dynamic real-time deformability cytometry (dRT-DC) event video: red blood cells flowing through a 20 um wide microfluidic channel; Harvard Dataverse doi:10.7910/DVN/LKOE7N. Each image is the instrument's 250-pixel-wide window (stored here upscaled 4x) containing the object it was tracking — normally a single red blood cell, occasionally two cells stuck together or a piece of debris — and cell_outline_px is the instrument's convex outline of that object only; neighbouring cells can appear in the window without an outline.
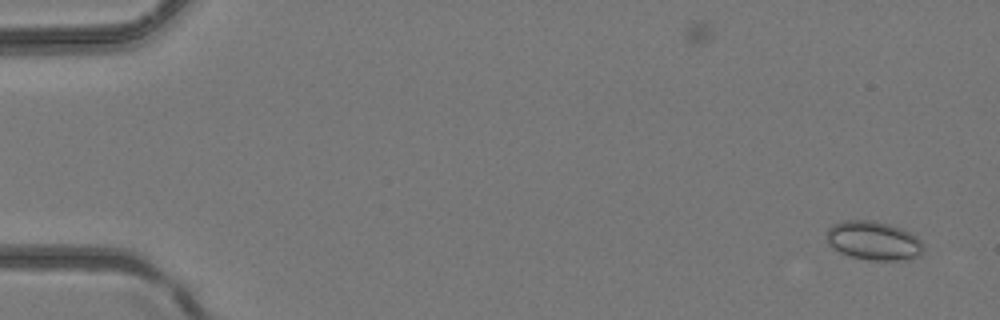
{"species": "common noctule bat (a hibernating species)", "species_latin": "Nyctalus noctula", "temperature_condition": "room temperature", "stored_images_in_passage": 42, "camera_frame_rate_fps": 3000, "um_per_image_px": 0.085, "animal": {"sex": "female", "body_mass_g": 24.6, "forearm_length_mm": 56.2}, "frame": {"image": 1, "passage_image": 2, "time_ms": 0.333, "image_size_px": [1000, 320], "cell_outline_px": [[924, 252], [920, 256], [896, 260], [868, 260], [848, 256], [832, 248], [828, 244], [824, 236], [828, 228], [832, 224], [844, 220], [876, 220], [900, 228], [916, 236], [924, 244]], "centroid_in_image_um": [74.21, 20.45], "position_along_channel_um": 10.8, "area_um2": 22.25}}
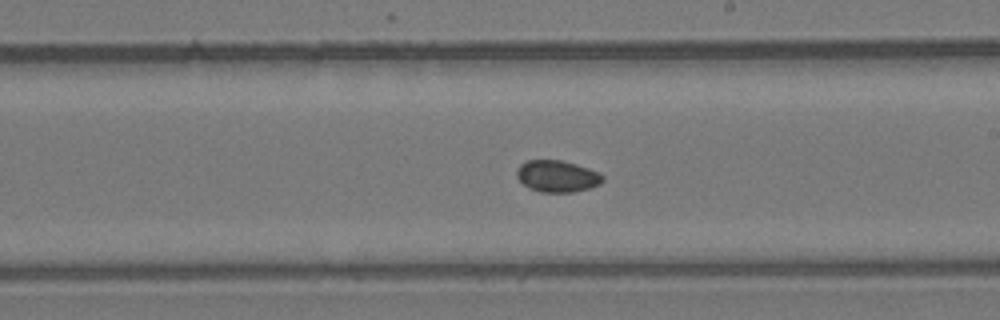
{"frame": {"image": 2, "passage_image": 25, "time_ms": 8.0, "image_size_px": [1000, 320], "cell_outline_px": [[604, 180], [600, 184], [588, 188], [572, 192], [540, 192], [524, 184], [516, 176], [516, 172], [520, 164], [528, 160], [560, 160], [576, 164], [588, 168], [604, 176]], "centroid_in_image_um": [47.36, 14.97], "position_along_channel_um": 241.6, "area_um2": 15.66}}
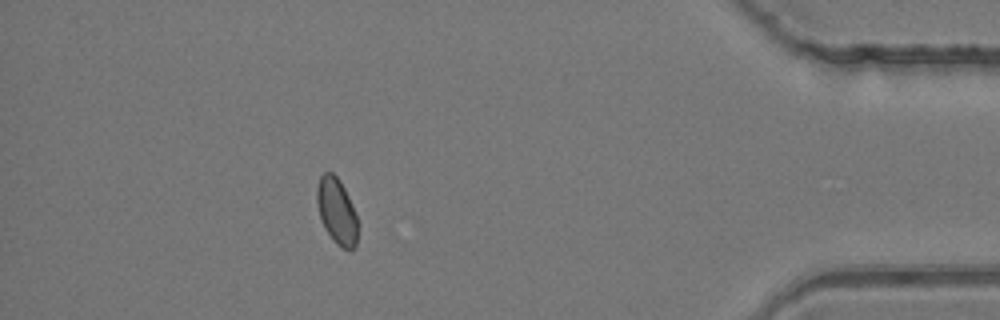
{"frame": {"image": 3, "passage_image": 38, "time_ms": 12.333, "image_size_px": [1000, 320], "cell_outline_px": [[356, 248], [340, 248], [332, 240], [324, 228], [320, 220], [316, 200], [316, 188], [320, 176], [324, 172], [332, 172], [340, 180], [348, 196], [356, 216]], "centroid_in_image_um": [28.57, 17.94], "position_along_channel_um": 406.6, "area_um2": 15.66}}